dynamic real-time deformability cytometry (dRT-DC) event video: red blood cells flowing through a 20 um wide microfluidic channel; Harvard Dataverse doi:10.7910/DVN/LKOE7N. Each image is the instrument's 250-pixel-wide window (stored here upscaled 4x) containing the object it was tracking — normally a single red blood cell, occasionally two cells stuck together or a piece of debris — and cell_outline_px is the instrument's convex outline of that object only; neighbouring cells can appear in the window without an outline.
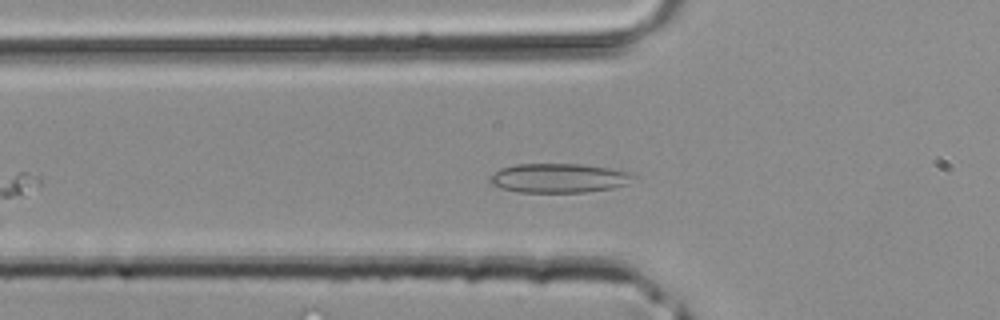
{"species": "common noctule bat (a hibernating species)", "species_latin": "Nyctalus noctula", "temperature_condition": "room temperature", "stored_images_in_passage": 32, "camera_frame_rate_fps": 3000, "um_per_image_px": 0.085, "animal": {"sex": "male", "body_mass_g": 20.4}, "frame": {"image": 1, "passage_image": 6, "time_ms": 1.667, "image_size_px": [1000, 320], "cell_outline_px": [[636, 176], [628, 184], [612, 188], [584, 192], [516, 192], [492, 184], [488, 180], [488, 176], [500, 168], [516, 164], [580, 164], [608, 168], [628, 172]], "centroid_in_image_um": [47.47, 15.13], "position_along_channel_um": 78.3, "area_um2": 24.39}}
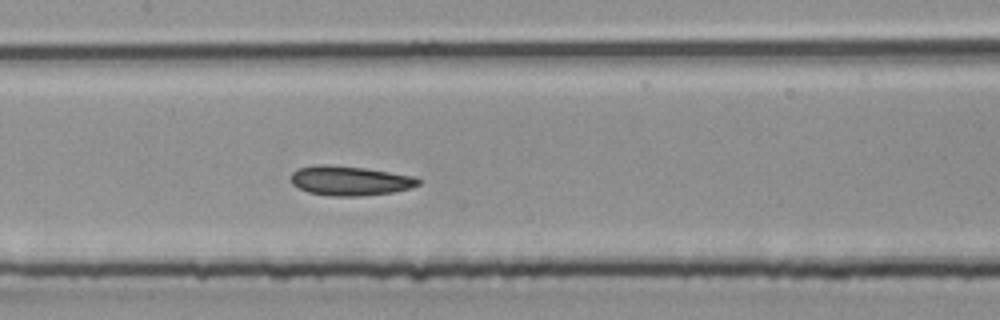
{"frame": {"image": 2, "passage_image": 12, "time_ms": 3.667, "image_size_px": [1000, 320], "cell_outline_px": [[420, 184], [412, 188], [392, 192], [360, 196], [332, 196], [308, 192], [292, 184], [292, 172], [296, 168], [316, 164], [328, 164], [364, 168], [416, 176], [420, 180]], "centroid_in_image_um": [29.75, 15.35], "position_along_channel_um": 177.7, "area_um2": 22.02}}
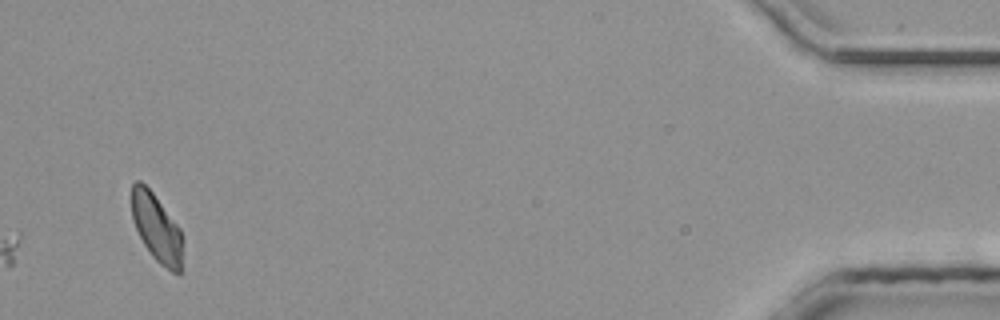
{"frame": {"image": 3, "passage_image": 32, "time_ms": 10.333, "image_size_px": [1000, 320], "cell_outline_px": [[184, 240], [180, 272], [172, 272], [160, 264], [152, 256], [144, 244], [132, 220], [132, 184], [136, 180], [140, 180], [152, 192], [180, 228]], "centroid_in_image_um": [13.33, 19.38], "position_along_channel_um": 421.9, "area_um2": 20.11}}